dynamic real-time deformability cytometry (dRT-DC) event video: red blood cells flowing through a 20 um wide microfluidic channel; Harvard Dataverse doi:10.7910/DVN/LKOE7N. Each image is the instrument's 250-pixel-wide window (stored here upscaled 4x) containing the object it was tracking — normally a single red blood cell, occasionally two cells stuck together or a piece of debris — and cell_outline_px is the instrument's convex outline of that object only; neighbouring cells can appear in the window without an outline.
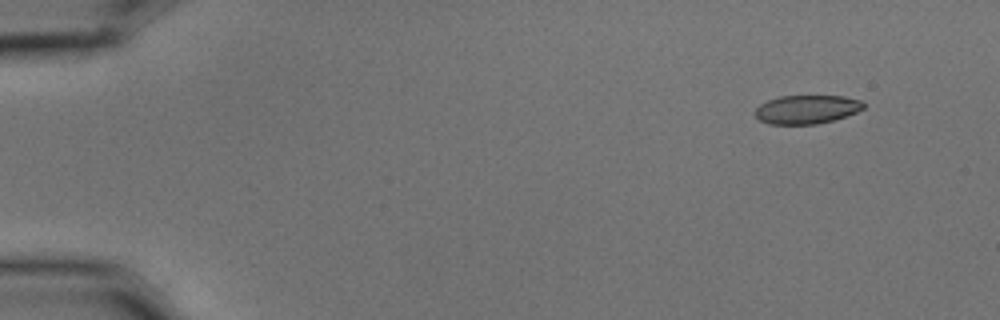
{"species": "common noctule bat (a hibernating species)", "species_latin": "Nyctalus noctula", "temperature_condition": "cold", "stored_images_in_passage": 4, "camera_frame_rate_fps": 3000, "um_per_image_px": 0.085, "animal": {"sex": "male", "body_mass_g": 15.6}, "frame": {"image": 1, "passage_image": 1, "time_ms": 0.0, "image_size_px": [1000, 320], "cell_outline_px": [[864, 108], [856, 112], [832, 120], [816, 124], [768, 124], [760, 120], [756, 116], [756, 108], [760, 104], [768, 100], [780, 96], [844, 96], [864, 100]], "centroid_in_image_um": [68.59, 9.29], "position_along_channel_um": 16.4, "area_um2": 18.03}}
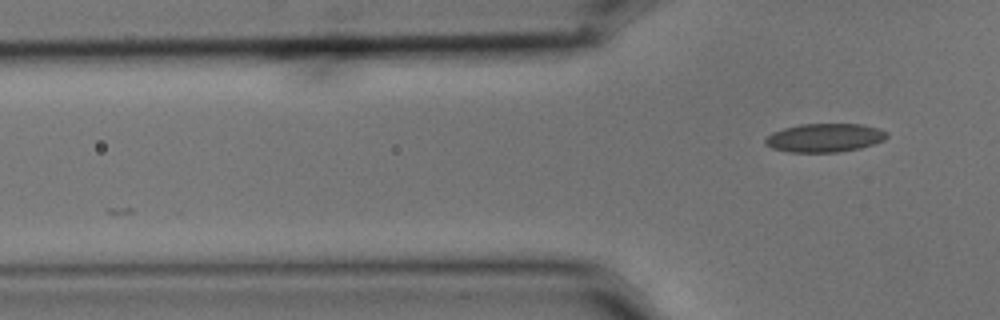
{"frame": {"image": 2, "passage_image": 4, "time_ms": 1.0, "image_size_px": [1000, 320], "cell_outline_px": [[888, 136], [884, 140], [860, 148], [836, 152], [788, 152], [772, 148], [764, 144], [764, 140], [772, 132], [784, 128], [800, 124], [864, 124], [880, 128], [888, 132]], "centroid_in_image_um": [70.1, 11.7], "position_along_channel_um": 55.7, "area_um2": 20.35}}